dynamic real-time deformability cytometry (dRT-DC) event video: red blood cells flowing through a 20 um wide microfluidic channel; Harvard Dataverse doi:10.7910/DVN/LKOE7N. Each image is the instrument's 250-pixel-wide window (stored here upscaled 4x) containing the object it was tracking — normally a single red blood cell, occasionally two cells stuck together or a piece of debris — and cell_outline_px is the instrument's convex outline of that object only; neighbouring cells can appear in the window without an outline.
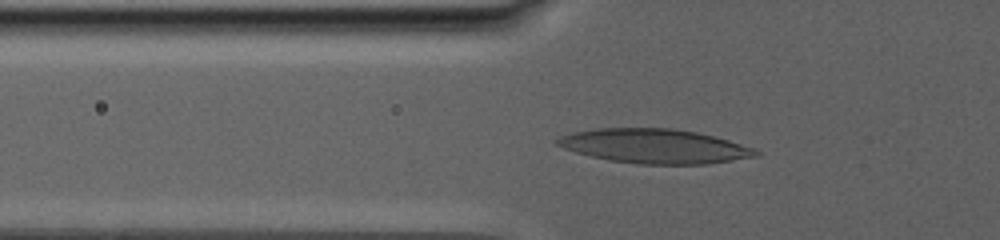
{"species": "human", "species_latin": "Homo sapiens", "temperature_condition": "warm", "stored_images_in_passage": 52, "camera_frame_rate_fps": 3000, "um_per_image_px": 0.085, "donor": {"sex": "male"}, "frame": {"image": 1, "passage_image": 2, "time_ms": 0.333, "image_size_px": [1000, 240], "cell_outline_px": [[760, 156], [708, 164], [640, 164], [612, 160], [592, 156], [576, 152], [564, 148], [556, 144], [556, 140], [560, 136], [572, 132], [596, 128], [672, 128], [696, 132], [728, 140], [756, 148], [760, 152]], "centroid_in_image_um": [55.68, 12.42], "position_along_channel_um": 70.1, "area_um2": 39.65}}
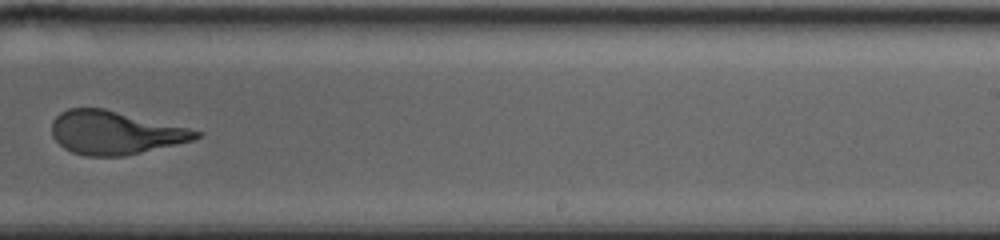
{"frame": {"image": 2, "passage_image": 26, "time_ms": 8.333, "image_size_px": [1000, 240], "cell_outline_px": [[204, 132], [196, 140], [124, 156], [84, 156], [72, 152], [64, 148], [52, 136], [52, 120], [60, 112], [68, 108], [104, 108], [188, 128]], "centroid_in_image_um": [9.77, 11.28], "position_along_channel_um": 279.2, "area_um2": 36.47}}
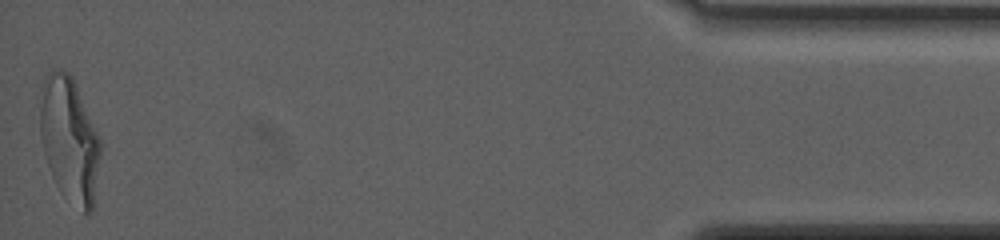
{"frame": {"image": 3, "passage_image": 52, "time_ms": 16.667, "image_size_px": [1000, 240], "cell_outline_px": [[100, 156], [92, 212], [84, 212], [60, 192], [52, 176], [44, 152], [40, 132], [40, 88], [44, 76], [52, 68], [60, 68], [68, 72], [72, 76], [100, 136]], "centroid_in_image_um": [5.89, 11.78], "position_along_channel_um": 429.3, "area_um2": 44.04}, "authors_computed_cell_mechanics": {"area_um2": 37.57, "velocity_mm_per_s": 2.6786, "shape_relaxation_time_tau1_ms": 9.1699, "shape_relaxation_time_tau2_ms": 1.6741, "deformation_change_tau1": 0.2958, "deformation_change_tau2": 0.1103}}